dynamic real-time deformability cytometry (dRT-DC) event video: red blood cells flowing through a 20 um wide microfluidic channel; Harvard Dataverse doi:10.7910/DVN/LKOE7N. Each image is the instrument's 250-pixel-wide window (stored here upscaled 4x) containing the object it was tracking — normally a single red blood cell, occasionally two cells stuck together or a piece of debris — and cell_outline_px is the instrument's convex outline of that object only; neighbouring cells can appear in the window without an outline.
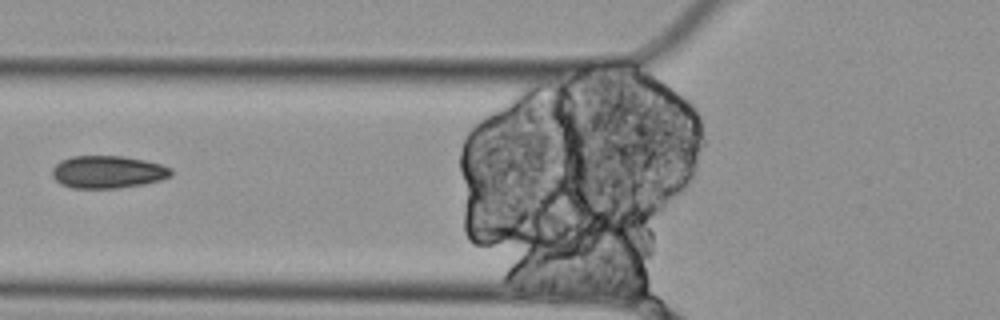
{"species": "Egyptian fruit bat (a non-hibernating species)", "species_latin": "Rousettus aegyptiacus", "temperature_condition": "cold", "stored_images_in_passage": 14, "camera_frame_rate_fps": 3000, "um_per_image_px": 0.085, "animal": {"sex": "female"}, "frame": {"image": 1, "passage_image": 5, "time_ms": 1.333, "image_size_px": [1000, 320], "cell_outline_px": [[172, 176], [160, 180], [144, 184], [120, 188], [72, 188], [60, 184], [52, 176], [52, 168], [60, 160], [72, 156], [124, 156], [144, 160], [160, 164], [172, 168]], "centroid_in_image_um": [9.15, 14.62], "position_along_channel_um": 116.6, "area_um2": 22.72}}
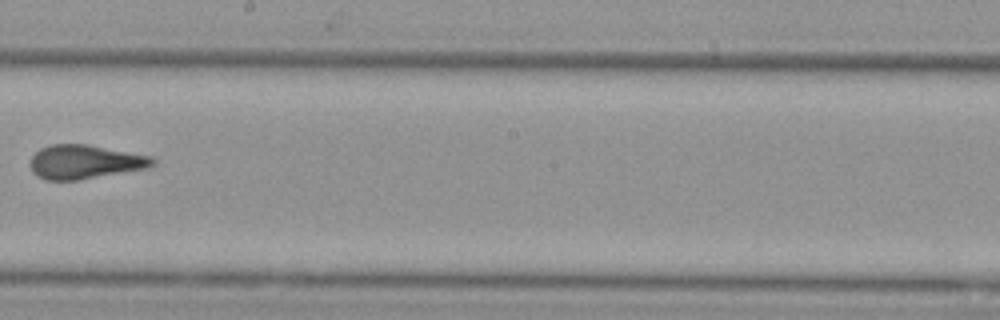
{"frame": {"image": 2, "passage_image": 8, "time_ms": 2.333, "image_size_px": [1000, 320], "cell_outline_px": [[156, 164], [148, 168], [80, 180], [44, 180], [36, 176], [32, 172], [28, 164], [32, 156], [40, 148], [52, 144], [88, 144], [152, 156], [156, 160]], "centroid_in_image_um": [7.2, 13.76], "position_along_channel_um": 241.0, "area_um2": 24.62}}
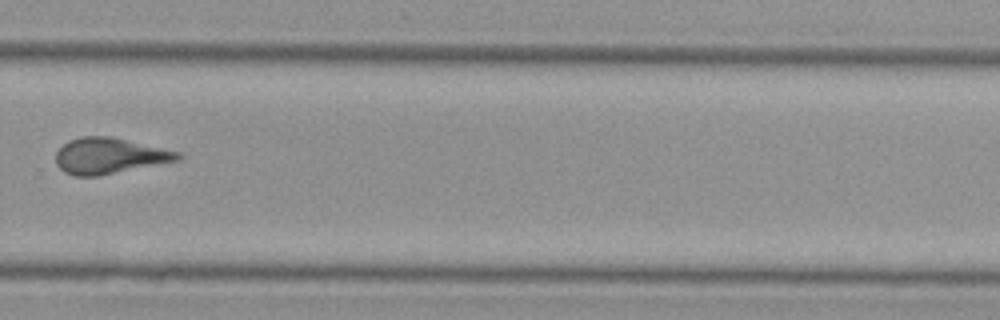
{"frame": {"image": 3, "passage_image": 10, "time_ms": 3.0, "image_size_px": [1000, 320], "cell_outline_px": [[184, 156], [180, 160], [96, 176], [72, 176], [64, 172], [56, 164], [56, 152], [68, 140], [80, 136], [108, 136], [180, 152]], "centroid_in_image_um": [9.27, 13.25], "position_along_channel_um": 320.5, "area_um2": 25.32}}